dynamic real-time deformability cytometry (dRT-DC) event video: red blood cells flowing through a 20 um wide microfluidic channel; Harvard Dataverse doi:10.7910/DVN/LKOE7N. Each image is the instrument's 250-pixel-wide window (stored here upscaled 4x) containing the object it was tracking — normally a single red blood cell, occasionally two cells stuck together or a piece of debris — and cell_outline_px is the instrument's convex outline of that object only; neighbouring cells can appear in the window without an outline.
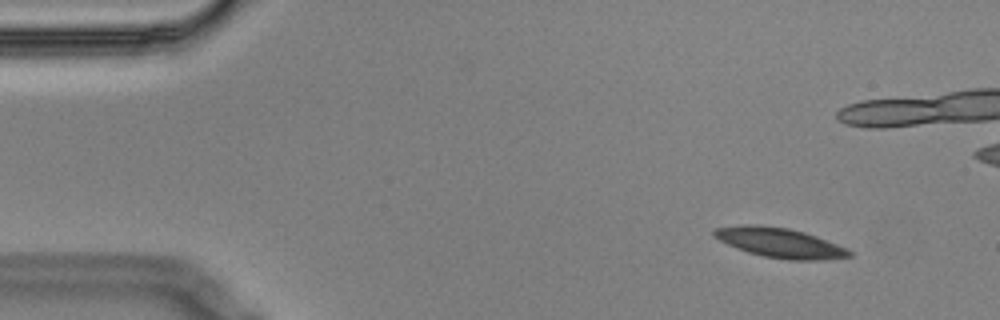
{"species": "Egyptian fruit bat (a non-hibernating species)", "species_latin": "Rousettus aegyptiacus", "temperature_condition": "cold", "stored_images_in_passage": 4, "camera_frame_rate_fps": 3000, "um_per_image_px": 0.085, "animal": {"sex": "male"}, "frame": {"image": 1, "passage_image": 1, "time_ms": 0.0, "image_size_px": [1000, 320], "cell_outline_px": [[852, 256], [824, 260], [788, 260], [764, 256], [748, 252], [736, 248], [712, 236], [712, 232], [716, 228], [744, 224], [756, 224], [788, 228], [804, 232], [816, 236], [848, 248], [852, 252]], "centroid_in_image_um": [66.3, 20.63], "position_along_channel_um": 18.7, "area_um2": 23.47}}